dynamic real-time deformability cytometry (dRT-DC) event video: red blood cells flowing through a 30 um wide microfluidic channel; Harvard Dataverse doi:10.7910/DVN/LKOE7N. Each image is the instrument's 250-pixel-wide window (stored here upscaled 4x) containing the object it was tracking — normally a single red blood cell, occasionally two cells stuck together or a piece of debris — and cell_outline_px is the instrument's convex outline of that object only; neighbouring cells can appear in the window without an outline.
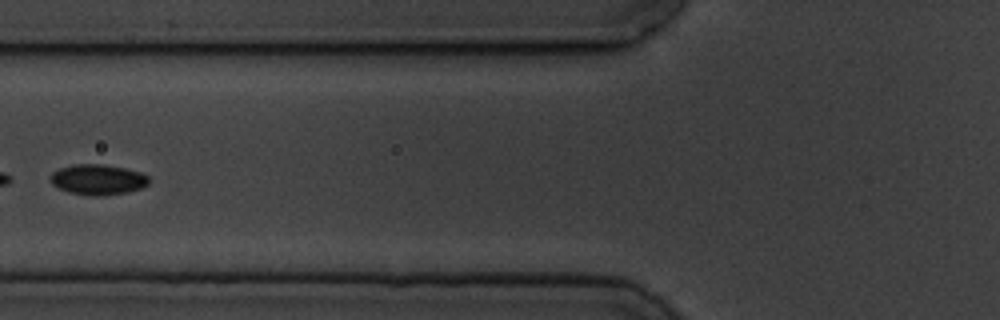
{"species": "common noctule bat (a hibernating species)", "species_latin": "Nyctalus noctula", "temperature_condition": "cold", "stored_images_in_passage": 6, "camera_frame_rate_fps": 3000, "um_per_image_px": 0.085, "animal": {"sex": "male", "body_mass_g": 19.5, "forearm_length_mm": 54.6}, "frame": {"image": 1, "passage_image": 6, "time_ms": 5.667, "image_size_px": [1000, 320], "cell_outline_px": [[152, 180], [148, 184], [140, 188], [128, 192], [100, 196], [92, 196], [68, 192], [56, 188], [52, 184], [52, 172], [60, 168], [72, 164], [104, 164], [124, 168], [140, 172], [148, 176]], "centroid_in_image_um": [8.33, 15.26], "position_along_channel_um": 117.5, "area_um2": 17.57}}